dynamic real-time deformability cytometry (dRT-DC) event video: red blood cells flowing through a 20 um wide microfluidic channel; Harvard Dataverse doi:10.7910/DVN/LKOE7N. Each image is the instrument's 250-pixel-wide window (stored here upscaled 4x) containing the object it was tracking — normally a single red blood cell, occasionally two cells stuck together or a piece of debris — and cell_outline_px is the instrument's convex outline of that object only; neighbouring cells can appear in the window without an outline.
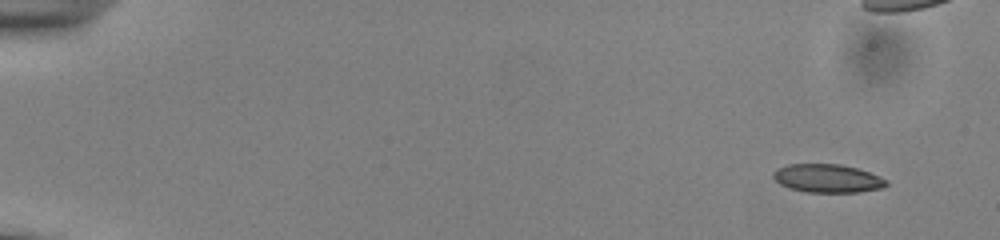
{"species": "common noctule bat (a hibernating species)", "species_latin": "Nyctalus noctula", "temperature_condition": "cold", "stored_images_in_passage": 52, "camera_frame_rate_fps": 3000, "um_per_image_px": 0.085, "animal": {"sex": "male", "body_mass_g": 13.0, "forearm_length_mm": 53.1}, "frame": {"image": 1, "passage_image": 1, "time_ms": 0.0, "image_size_px": [1000, 240], "cell_outline_px": [[888, 184], [884, 188], [860, 192], [804, 192], [780, 184], [772, 176], [772, 172], [776, 168], [788, 164], [840, 164], [856, 168], [880, 176], [888, 180]], "centroid_in_image_um": [70.35, 15.16], "position_along_channel_um": 14.7, "area_um2": 18.79}}
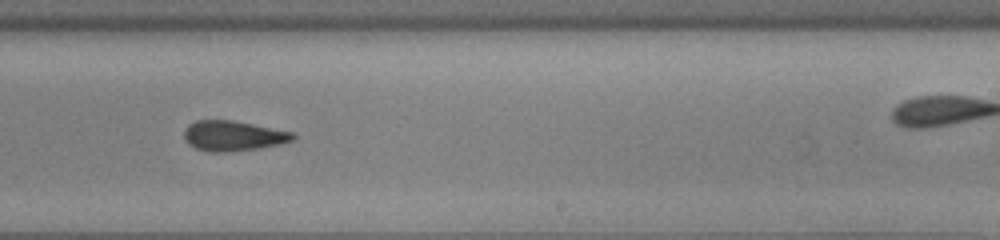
{"frame": {"image": 2, "passage_image": 32, "time_ms": 10.333, "image_size_px": [1000, 240], "cell_outline_px": [[296, 140], [280, 144], [256, 148], [228, 152], [208, 152], [196, 148], [188, 144], [184, 140], [184, 132], [188, 124], [196, 120], [232, 120], [292, 132], [296, 136]], "centroid_in_image_um": [19.79, 11.55], "position_along_channel_um": 269.2, "area_um2": 19.13}}
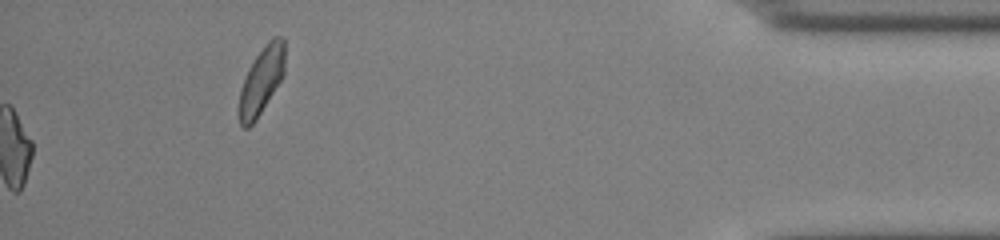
{"frame": {"image": 3, "passage_image": 52, "time_ms": 17.0, "image_size_px": [1000, 240], "cell_outline_px": [[284, 72], [280, 80], [256, 120], [248, 128], [244, 128], [240, 124], [240, 92], [248, 68], [256, 56], [268, 40], [272, 36], [280, 36], [284, 40]], "centroid_in_image_um": [22.23, 6.82], "position_along_channel_um": 413.0, "area_um2": 17.4}, "authors_computed_cell_mechanics": {"area_um2": 19.1029, "velocity_mm_per_s": 3.8711, "shape_relaxation_time_tau1_ms": 3.0969, "shape_relaxation_time_tau2_ms": 1.7532, "deformation_change_tau1": 0.1189, "deformation_change_tau2": 0.0916}}